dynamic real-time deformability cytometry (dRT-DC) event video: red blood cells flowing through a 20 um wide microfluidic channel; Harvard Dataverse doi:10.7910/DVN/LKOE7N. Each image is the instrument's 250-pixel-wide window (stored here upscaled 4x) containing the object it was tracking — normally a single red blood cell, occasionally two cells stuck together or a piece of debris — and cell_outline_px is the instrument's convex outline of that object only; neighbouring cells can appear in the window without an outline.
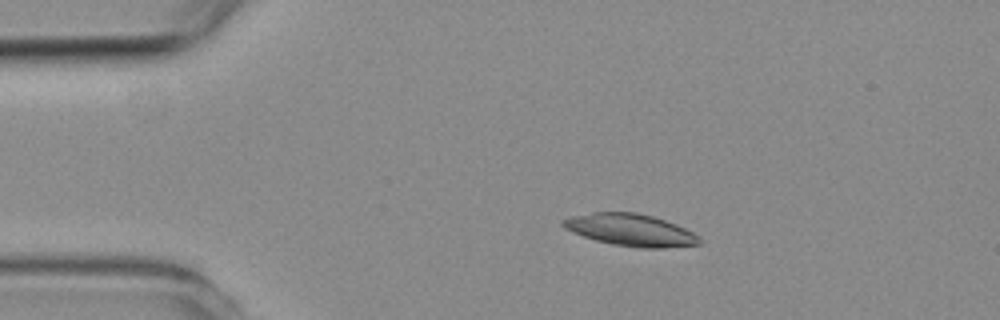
{"species": "common noctule bat (a hibernating species)", "species_latin": "Nyctalus noctula", "temperature_condition": "room temperature", "stored_images_in_passage": 3, "camera_frame_rate_fps": 3000, "um_per_image_px": 0.085, "animal": {"sex": "female", "body_mass_g": 19.3, "forearm_length_mm": 54.1}, "frame": {"image": 1, "passage_image": 2, "time_ms": 1.0, "image_size_px": [1000, 320], "cell_outline_px": [[704, 240], [700, 244], [664, 248], [640, 248], [612, 244], [596, 240], [572, 232], [564, 228], [560, 224], [560, 220], [572, 216], [592, 212], [636, 212], [652, 216], [676, 224], [700, 236]], "centroid_in_image_um": [53.6, 19.55], "position_along_channel_um": 31.4, "area_um2": 25.61}}